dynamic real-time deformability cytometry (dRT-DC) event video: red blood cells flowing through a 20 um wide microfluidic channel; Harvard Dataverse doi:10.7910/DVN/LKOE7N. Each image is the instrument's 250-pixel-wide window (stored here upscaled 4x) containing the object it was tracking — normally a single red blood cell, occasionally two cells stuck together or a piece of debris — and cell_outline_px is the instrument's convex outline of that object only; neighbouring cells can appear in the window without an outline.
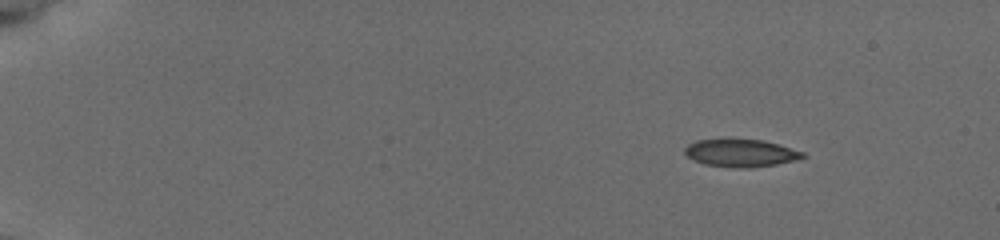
{"species": "common noctule bat (a hibernating species)", "species_latin": "Nyctalus noctula", "temperature_condition": "cold", "stored_images_in_passage": 49, "camera_frame_rate_fps": 3000, "um_per_image_px": 0.085, "animal": {"sex": "female", "body_mass_g": 19.5, "forearm_length_mm": 54.1}, "frame": {"image": 1, "passage_image": 1, "time_ms": 0.0, "image_size_px": [1000, 240], "cell_outline_px": [[808, 156], [796, 160], [776, 164], [748, 168], [736, 168], [704, 164], [692, 160], [684, 152], [684, 148], [688, 144], [696, 140], [764, 140], [804, 152]], "centroid_in_image_um": [62.97, 13.02], "position_along_channel_um": 22.0, "area_um2": 18.84}}
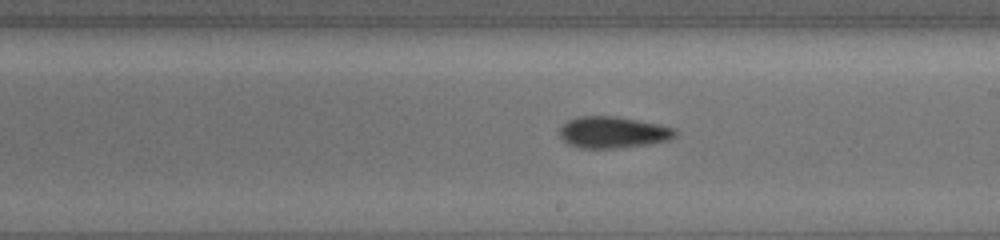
{"frame": {"image": 2, "passage_image": 28, "time_ms": 9.0, "image_size_px": [1000, 240], "cell_outline_px": [[676, 136], [668, 140], [652, 144], [612, 148], [580, 148], [568, 144], [560, 136], [560, 128], [568, 120], [580, 116], [616, 116], [676, 128]], "centroid_in_image_um": [52.11, 11.25], "position_along_channel_um": 236.9, "area_um2": 21.1}}
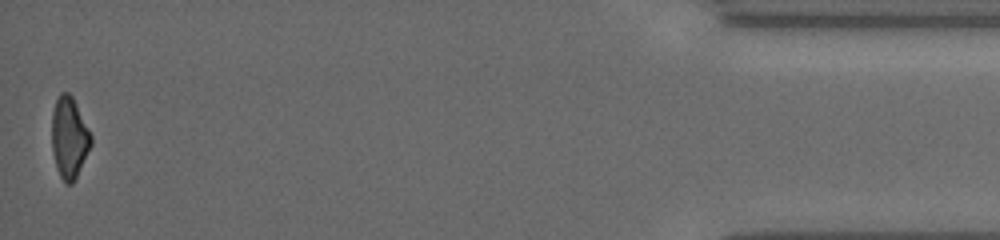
{"frame": {"image": 3, "passage_image": 49, "time_ms": 16.0, "image_size_px": [1000, 240], "cell_outline_px": [[92, 144], [72, 184], [64, 184], [56, 168], [52, 152], [52, 112], [56, 100], [60, 92], [68, 92], [72, 96], [92, 136]], "centroid_in_image_um": [5.87, 11.71], "position_along_channel_um": 429.3, "area_um2": 18.5}, "authors_computed_cell_mechanics": {"area_um2": 19.9988, "velocity_mm_per_s": 3.807, "shape_relaxation_time_tau1_ms": 4.3157, "shape_relaxation_time_tau2_ms": 6.6175, "deformation_change_tau1": 0.1039, "deformation_change_tau2": 0.1512}}